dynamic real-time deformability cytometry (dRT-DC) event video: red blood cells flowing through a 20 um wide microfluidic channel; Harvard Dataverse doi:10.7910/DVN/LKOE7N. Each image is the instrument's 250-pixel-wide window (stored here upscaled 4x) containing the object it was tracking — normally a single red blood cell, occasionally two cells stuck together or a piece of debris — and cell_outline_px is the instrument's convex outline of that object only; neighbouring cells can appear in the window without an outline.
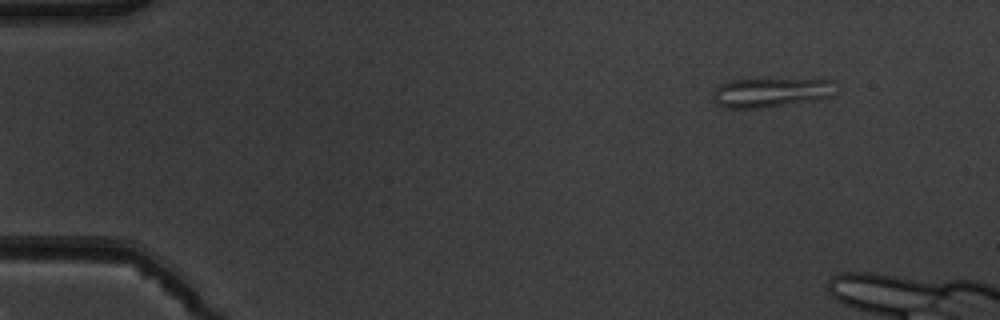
{"species": "common noctule bat (a hibernating species)", "species_latin": "Nyctalus noctula", "temperature_condition": "warm", "stored_images_in_passage": 4, "camera_frame_rate_fps": 3000, "um_per_image_px": 0.085, "animal": {"sex": "male", "body_mass_g": 19.5, "forearm_length_mm": 54.6}, "frame": {"image": 1, "passage_image": 1, "time_ms": 0.0, "image_size_px": [1000, 320], "cell_outline_px": [[836, 96], [820, 100], [760, 108], [724, 108], [716, 104], [712, 92], [720, 84], [732, 80], [832, 80]], "centroid_in_image_um": [65.54, 7.89], "position_along_channel_um": 19.5, "area_um2": 20.92}}